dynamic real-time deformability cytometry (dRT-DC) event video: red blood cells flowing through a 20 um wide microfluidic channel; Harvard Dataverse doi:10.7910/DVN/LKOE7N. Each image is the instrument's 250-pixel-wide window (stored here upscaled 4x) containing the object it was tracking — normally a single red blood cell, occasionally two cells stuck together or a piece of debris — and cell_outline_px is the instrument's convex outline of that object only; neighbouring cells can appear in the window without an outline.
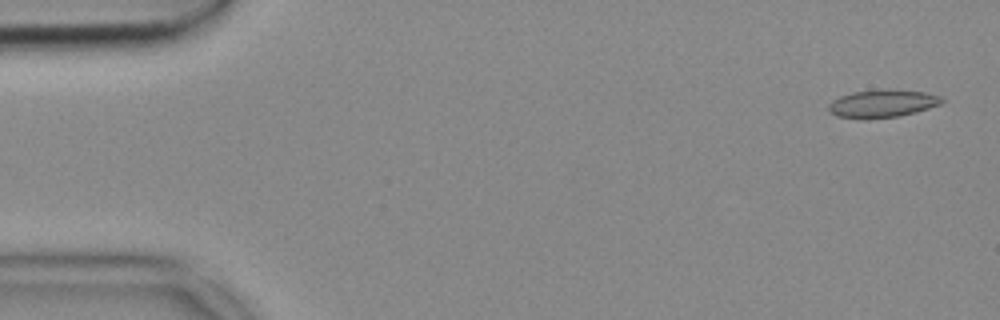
{"species": "common noctule bat (a hibernating species)", "species_latin": "Nyctalus noctula", "temperature_condition": "cold", "stored_images_in_passage": 53, "camera_frame_rate_fps": 3000, "um_per_image_px": 0.085, "animal": {"sex": "female", "body_mass_g": 18.4}, "frame": {"image": 1, "passage_image": 2, "time_ms": 0.333, "image_size_px": [1000, 320], "cell_outline_px": [[944, 100], [940, 104], [916, 112], [900, 116], [836, 116], [828, 112], [828, 104], [832, 100], [840, 96], [852, 92], [884, 88], [924, 92], [940, 96]], "centroid_in_image_um": [75.01, 8.75], "position_along_channel_um": 10.0, "area_um2": 17.8}}
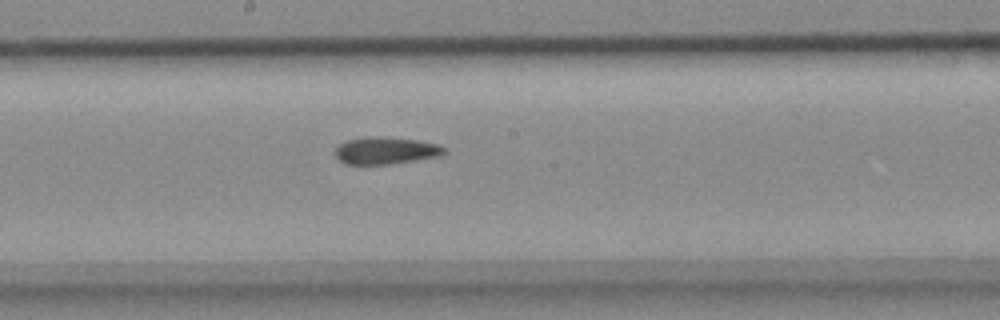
{"frame": {"image": 2, "passage_image": 28, "time_ms": 9.0, "image_size_px": [1000, 320], "cell_outline_px": [[448, 152], [440, 156], [392, 164], [344, 164], [336, 156], [336, 148], [340, 144], [348, 140], [368, 136], [380, 136], [416, 140], [440, 144]], "centroid_in_image_um": [32.83, 12.8], "position_along_channel_um": 215.4, "area_um2": 17.28}}
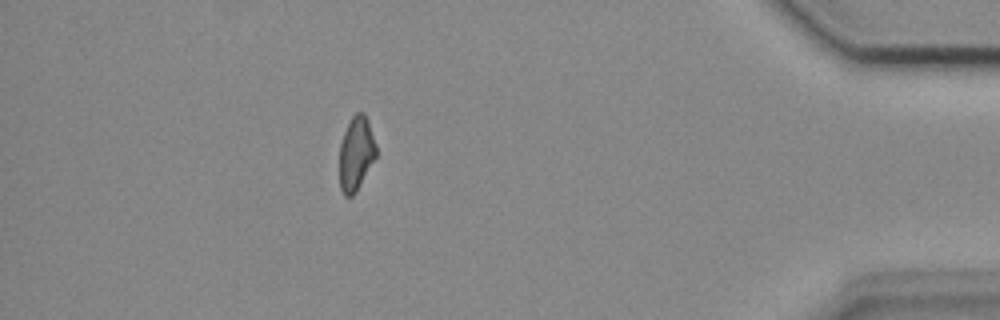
{"frame": {"image": 3, "passage_image": 47, "time_ms": 15.333, "image_size_px": [1000, 320], "cell_outline_px": [[376, 156], [356, 192], [352, 196], [344, 196], [340, 188], [340, 144], [344, 132], [352, 116], [356, 112], [364, 112], [368, 120], [376, 144]], "centroid_in_image_um": [30.27, 13.04], "position_along_channel_um": 404.9, "area_um2": 15.72}}